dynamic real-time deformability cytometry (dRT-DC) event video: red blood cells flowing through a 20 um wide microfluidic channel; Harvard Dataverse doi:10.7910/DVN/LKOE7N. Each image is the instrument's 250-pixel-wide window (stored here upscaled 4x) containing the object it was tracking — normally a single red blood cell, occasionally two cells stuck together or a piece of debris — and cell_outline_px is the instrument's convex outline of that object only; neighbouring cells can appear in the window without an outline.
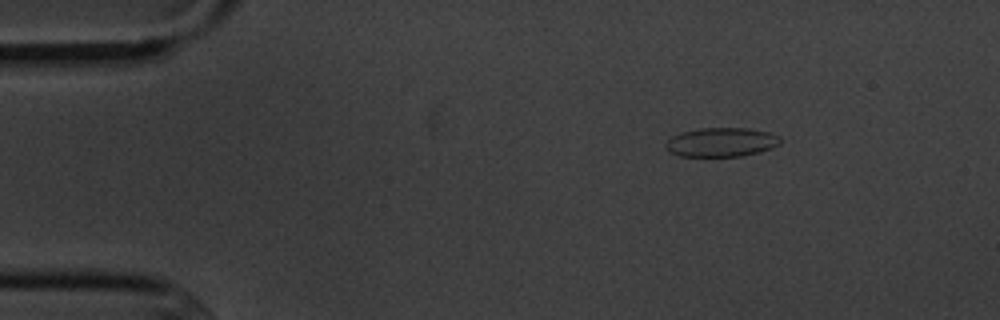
{"species": "common noctule bat (a hibernating species)", "species_latin": "Nyctalus noctula", "temperature_condition": "cold", "stored_images_in_passage": 6, "camera_frame_rate_fps": 3000, "um_per_image_px": 0.085, "animal": {"sex": "male", "body_mass_g": 20.1, "forearm_length_mm": 53.5}, "frame": {"image": 1, "passage_image": 3, "time_ms": 2.333, "image_size_px": [1000, 320], "cell_outline_px": [[784, 140], [780, 144], [772, 148], [760, 152], [740, 156], [680, 156], [668, 152], [664, 144], [672, 136], [684, 132], [700, 128], [748, 128], [768, 132], [780, 136]], "centroid_in_image_um": [61.35, 12.09], "position_along_channel_um": 23.7, "area_um2": 19.54}}